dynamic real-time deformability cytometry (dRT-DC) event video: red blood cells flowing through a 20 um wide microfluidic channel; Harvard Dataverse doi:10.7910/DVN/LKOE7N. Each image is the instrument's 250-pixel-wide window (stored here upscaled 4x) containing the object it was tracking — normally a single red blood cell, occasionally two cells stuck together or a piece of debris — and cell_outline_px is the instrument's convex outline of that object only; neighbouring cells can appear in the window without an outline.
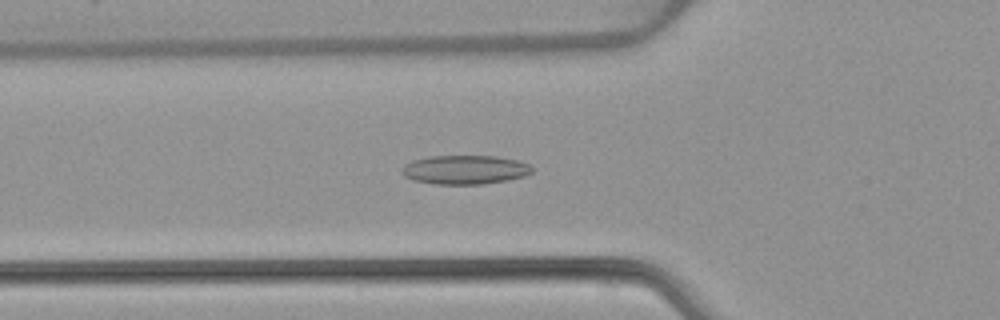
{"species": "common noctule bat (a hibernating species)", "species_latin": "Nyctalus noctula", "temperature_condition": "warm", "stored_images_in_passage": 53, "camera_frame_rate_fps": 3000, "um_per_image_px": 0.085, "animal": {"sex": "female", "body_mass_g": 22.7, "forearm_length_mm": 54.2}, "frame": {"image": 1, "passage_image": 19, "time_ms": 6.0, "image_size_px": [1000, 320], "cell_outline_px": [[532, 172], [524, 176], [508, 180], [484, 184], [436, 184], [412, 180], [404, 176], [400, 172], [400, 168], [404, 164], [412, 160], [428, 156], [496, 156], [516, 160], [528, 164], [532, 168]], "centroid_in_image_um": [39.46, 14.42], "position_along_channel_um": 86.3, "area_um2": 22.14}}
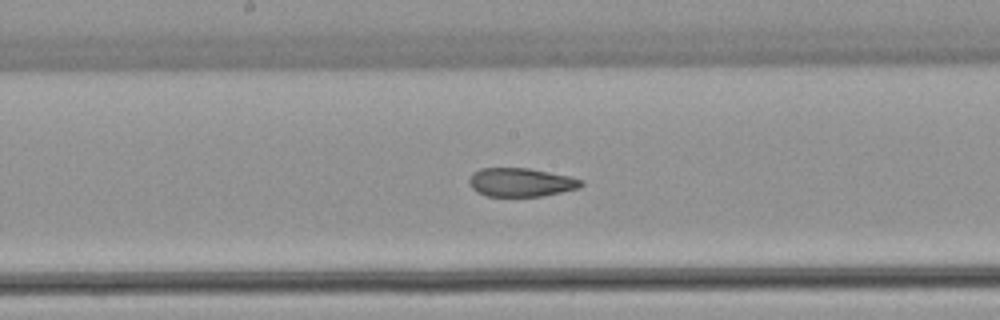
{"frame": {"image": 2, "passage_image": 28, "time_ms": 9.0, "image_size_px": [1000, 320], "cell_outline_px": [[584, 184], [580, 188], [544, 196], [488, 196], [476, 192], [468, 184], [468, 180], [472, 172], [480, 168], [528, 168], [572, 176], [584, 180]], "centroid_in_image_um": [44.29, 15.49], "position_along_channel_um": 203.9, "area_um2": 19.02}}
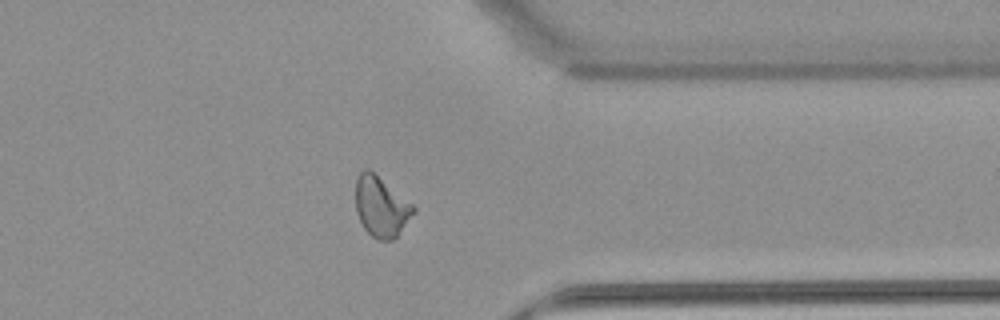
{"frame": {"image": 3, "passage_image": 42, "time_ms": 13.667, "image_size_px": [1000, 320], "cell_outline_px": [[416, 212], [396, 236], [392, 240], [376, 240], [364, 228], [356, 212], [356, 176], [364, 168], [368, 168], [412, 204], [416, 208]], "centroid_in_image_um": [32.38, 17.57], "position_along_channel_um": 379.0, "area_um2": 20.11}, "authors_computed_cell_mechanics": {"area_um2": 20.8658, "velocity_mm_per_s": 3.9091, "shape_relaxation_time_tau1_ms": null, "shape_relaxation_time_tau2_ms": 2.0086, "deformation_change_tau1": null, "deformation_change_tau2": 0.0951}}